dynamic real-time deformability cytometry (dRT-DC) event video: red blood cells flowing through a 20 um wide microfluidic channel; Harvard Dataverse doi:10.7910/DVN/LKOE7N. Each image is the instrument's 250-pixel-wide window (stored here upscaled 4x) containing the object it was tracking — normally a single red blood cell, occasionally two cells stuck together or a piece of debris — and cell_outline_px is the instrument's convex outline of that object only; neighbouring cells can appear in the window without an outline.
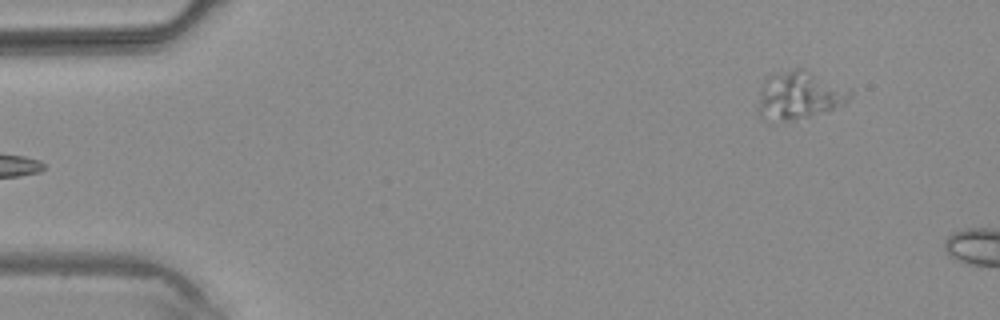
{"species": "common noctule bat (a hibernating species)", "species_latin": "Nyctalus noctula", "temperature_condition": "warm", "stored_images_in_passage": 5, "camera_frame_rate_fps": 3000, "um_per_image_px": 0.085, "animal": {"sex": "male", "body_mass_g": 20.4}, "frame": {"image": 1, "passage_image": 5, "time_ms": 4.667, "image_size_px": [1000, 320], "cell_outline_px": [[852, 96], [844, 104], [828, 112], [776, 124], [760, 116], [756, 112], [756, 108], [760, 92], [764, 80], [772, 76], [792, 68], [804, 68], [852, 88]], "centroid_in_image_um": [67.97, 8.13], "position_along_channel_um": 17.0, "area_um2": 26.53}}